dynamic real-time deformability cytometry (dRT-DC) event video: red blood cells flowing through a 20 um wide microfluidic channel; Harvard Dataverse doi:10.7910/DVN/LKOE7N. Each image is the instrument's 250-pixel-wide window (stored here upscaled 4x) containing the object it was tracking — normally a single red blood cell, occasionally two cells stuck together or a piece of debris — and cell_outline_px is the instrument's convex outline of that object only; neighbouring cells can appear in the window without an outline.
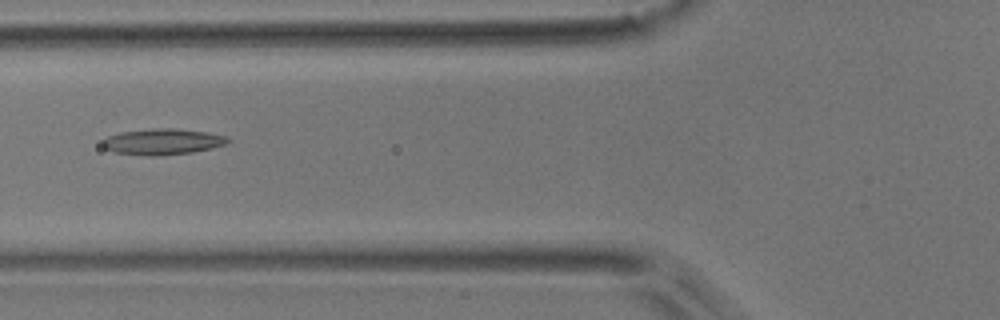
{"species": "common noctule bat (a hibernating species)", "species_latin": "Nyctalus noctula", "temperature_condition": "room temperature", "stored_images_in_passage": 8, "camera_frame_rate_fps": 3000, "um_per_image_px": 0.085, "animal": {"sex": "male", "body_mass_g": 17.9}, "frame": {"image": 1, "passage_image": 6, "time_ms": 1.667, "image_size_px": [1000, 320], "cell_outline_px": [[232, 140], [224, 144], [212, 148], [192, 152], [156, 156], [152, 156], [112, 152], [104, 148], [100, 144], [108, 136], [120, 132], [156, 128], [172, 128], [208, 132], [228, 136]], "centroid_in_image_um": [13.82, 12.04], "position_along_channel_um": 112.0, "area_um2": 19.02}}
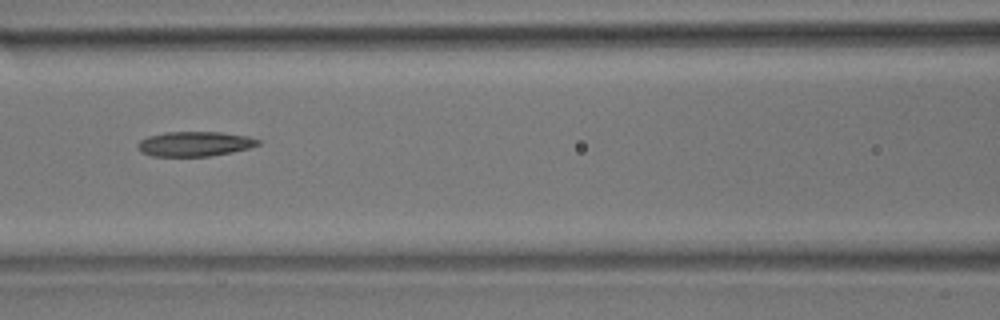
{"frame": {"image": 2, "passage_image": 7, "time_ms": 2.0, "image_size_px": [1000, 320], "cell_outline_px": [[260, 144], [248, 148], [232, 152], [208, 156], [152, 156], [140, 152], [136, 144], [140, 140], [148, 136], [164, 132], [220, 132], [248, 136], [260, 140]], "centroid_in_image_um": [16.52, 12.23], "position_along_channel_um": 150.1, "area_um2": 17.4}}
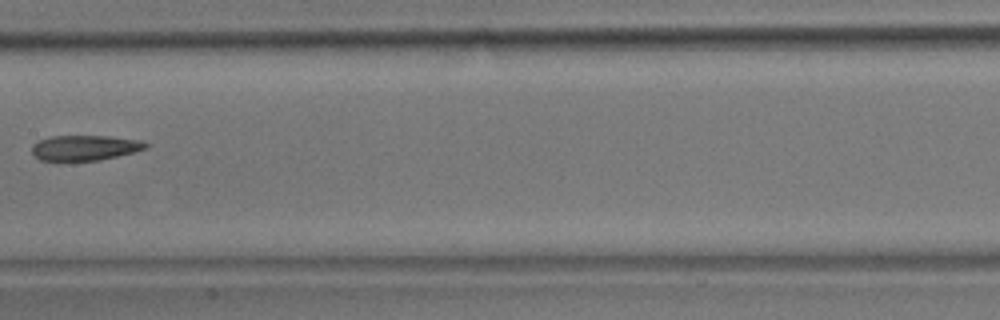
{"frame": {"image": 3, "passage_image": 8, "time_ms": 2.333, "image_size_px": [1000, 320], "cell_outline_px": [[148, 148], [100, 160], [40, 160], [32, 152], [32, 144], [40, 140], [52, 136], [108, 136], [140, 140], [148, 144]], "centroid_in_image_um": [7.21, 12.55], "position_along_channel_um": 200.2, "area_um2": 16.47}}